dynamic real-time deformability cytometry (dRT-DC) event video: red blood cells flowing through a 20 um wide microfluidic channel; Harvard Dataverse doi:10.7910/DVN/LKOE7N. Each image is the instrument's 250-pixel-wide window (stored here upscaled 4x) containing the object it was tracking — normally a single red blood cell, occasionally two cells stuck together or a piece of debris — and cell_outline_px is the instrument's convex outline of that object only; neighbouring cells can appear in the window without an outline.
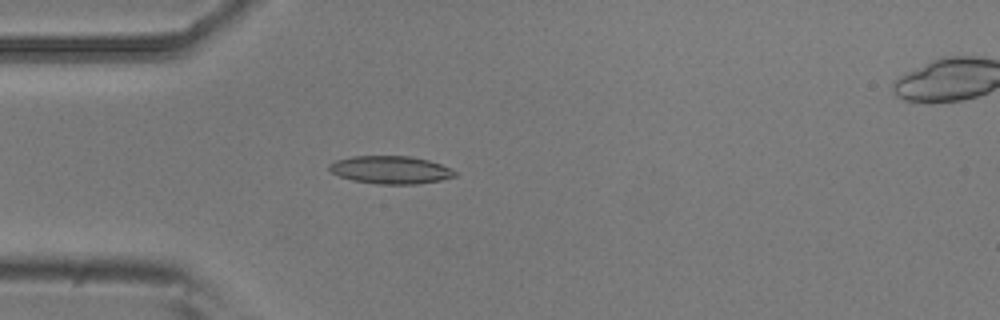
{"species": "common noctule bat (a hibernating species)", "species_latin": "Nyctalus noctula", "temperature_condition": "room temperature", "stored_images_in_passage": 6, "camera_frame_rate_fps": 3000, "um_per_image_px": 0.085, "animal": {"sex": "male", "body_mass_g": 20.5, "forearm_length_mm": 52.5}, "frame": {"image": 1, "passage_image": 5, "time_ms": 1.333, "image_size_px": [1000, 320], "cell_outline_px": [[456, 176], [440, 180], [416, 184], [376, 184], [352, 180], [340, 176], [332, 172], [328, 168], [328, 164], [336, 160], [352, 156], [408, 156], [428, 160], [440, 164], [456, 172]], "centroid_in_image_um": [33.16, 14.44], "position_along_channel_um": 51.8, "area_um2": 20.23}}